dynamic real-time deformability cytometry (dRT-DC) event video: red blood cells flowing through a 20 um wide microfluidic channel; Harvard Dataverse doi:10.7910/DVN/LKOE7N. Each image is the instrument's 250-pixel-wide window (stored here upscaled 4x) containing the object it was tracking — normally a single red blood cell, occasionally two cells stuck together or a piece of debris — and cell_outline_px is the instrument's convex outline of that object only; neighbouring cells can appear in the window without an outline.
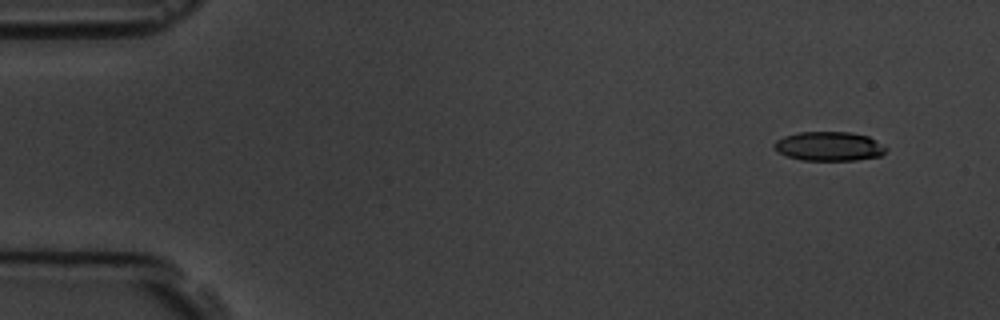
{"species": "common noctule bat (a hibernating species)", "species_latin": "Nyctalus noctula", "temperature_condition": "room temperature", "stored_images_in_passage": 7, "camera_frame_rate_fps": 3000, "um_per_image_px": 0.085, "animal": {"sex": "male", "body_mass_g": 19.5, "forearm_length_mm": 54.6}, "frame": {"image": 1, "passage_image": 1, "time_ms": 0.0, "image_size_px": [1000, 320], "cell_outline_px": [[888, 148], [880, 156], [856, 160], [800, 160], [788, 156], [780, 152], [772, 144], [776, 140], [784, 136], [800, 132], [852, 132], [868, 136], [876, 140]], "centroid_in_image_um": [70.49, 12.43], "position_along_channel_um": 14.5, "area_um2": 18.96}}
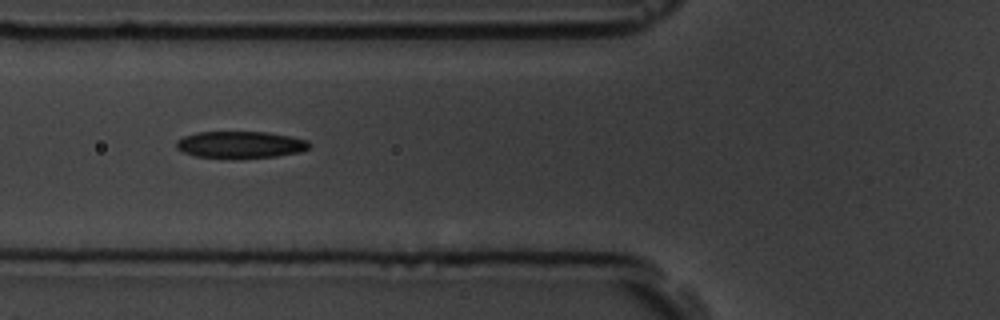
{"frame": {"image": 2, "passage_image": 6, "time_ms": 5.667, "image_size_px": [1000, 320], "cell_outline_px": [[312, 144], [308, 148], [300, 152], [276, 156], [196, 156], [184, 152], [176, 148], [176, 140], [184, 136], [196, 132], [268, 132], [292, 136], [308, 140]], "centroid_in_image_um": [20.47, 12.25], "position_along_channel_um": 105.3, "area_um2": 20.23}}
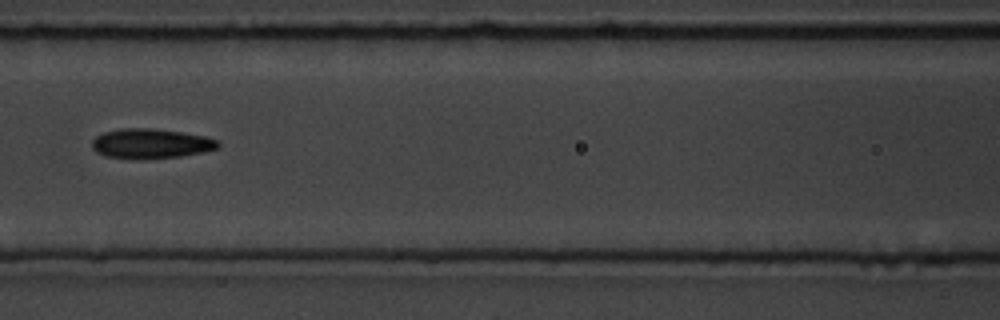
{"frame": {"image": 3, "passage_image": 7, "time_ms": 7.0, "image_size_px": [1000, 320], "cell_outline_px": [[220, 144], [216, 148], [204, 152], [180, 156], [132, 160], [104, 156], [96, 152], [92, 148], [92, 140], [96, 136], [104, 132], [120, 128], [152, 128], [180, 132], [204, 136], [216, 140]], "centroid_in_image_um": [12.75, 12.21], "position_along_channel_um": 153.8, "area_um2": 21.96}}